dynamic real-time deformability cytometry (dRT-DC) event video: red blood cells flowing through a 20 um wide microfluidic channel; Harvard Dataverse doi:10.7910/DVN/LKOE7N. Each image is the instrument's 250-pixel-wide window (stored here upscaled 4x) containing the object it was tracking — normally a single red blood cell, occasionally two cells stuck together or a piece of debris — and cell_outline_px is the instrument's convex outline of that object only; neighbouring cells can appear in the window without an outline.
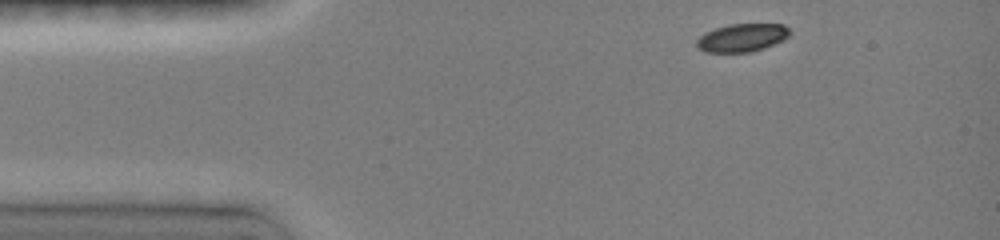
{"species": "common noctule bat (a hibernating species)", "species_latin": "Nyctalus noctula", "temperature_condition": "room temperature", "stored_images_in_passage": 31, "camera_frame_rate_fps": 3000, "um_per_image_px": 0.085, "animal": {"sex": "female", "body_mass_g": 19.0, "forearm_length_mm": 51.5}, "frame": {"image": 1, "passage_image": 1, "time_ms": 0.0, "image_size_px": [1000, 240], "cell_outline_px": [[788, 36], [764, 48], [752, 52], [708, 52], [700, 48], [696, 44], [696, 40], [704, 32], [716, 28], [732, 24], [784, 24], [788, 28]], "centroid_in_image_um": [63.04, 3.2], "position_along_channel_um": 22.0, "area_um2": 14.91}}
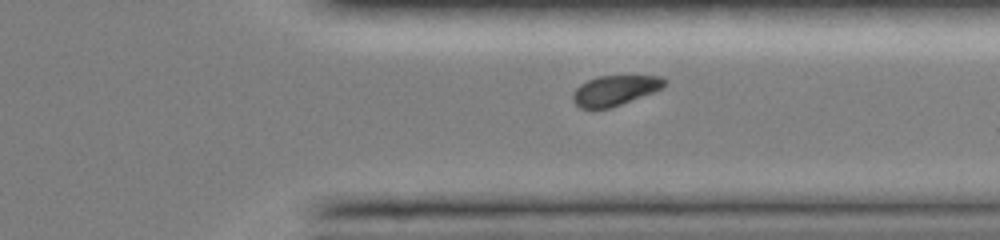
{"frame": {"image": 2, "passage_image": 26, "time_ms": 10.0, "image_size_px": [1000, 240], "cell_outline_px": [[668, 80], [660, 88], [652, 92], [620, 104], [608, 108], [580, 108], [572, 100], [572, 92], [580, 84], [596, 76], [664, 76]], "centroid_in_image_um": [52.23, 7.67], "position_along_channel_um": 359.2, "area_um2": 15.84}}
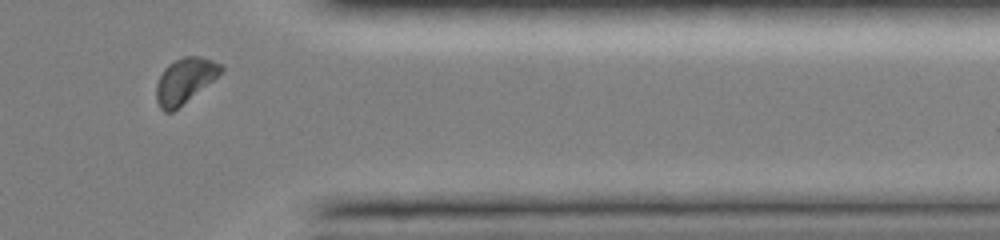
{"frame": {"image": 3, "passage_image": 28, "time_ms": 11.0, "image_size_px": [1000, 240], "cell_outline_px": [[224, 68], [212, 80], [172, 112], [164, 112], [160, 108], [156, 100], [156, 84], [164, 68], [168, 64], [184, 56], [200, 56], [224, 64]], "centroid_in_image_um": [15.68, 6.83], "position_along_channel_um": 395.7, "area_um2": 16.7}, "authors_computed_cell_mechanics": {"area_um2": 16.7042, "velocity_mm_per_s": 4.0021, "shape_relaxation_time_tau1_ms": 1.6504, "shape_relaxation_time_tau2_ms": null, "deformation_change_tau1": 0.1133, "deformation_change_tau2": null}}